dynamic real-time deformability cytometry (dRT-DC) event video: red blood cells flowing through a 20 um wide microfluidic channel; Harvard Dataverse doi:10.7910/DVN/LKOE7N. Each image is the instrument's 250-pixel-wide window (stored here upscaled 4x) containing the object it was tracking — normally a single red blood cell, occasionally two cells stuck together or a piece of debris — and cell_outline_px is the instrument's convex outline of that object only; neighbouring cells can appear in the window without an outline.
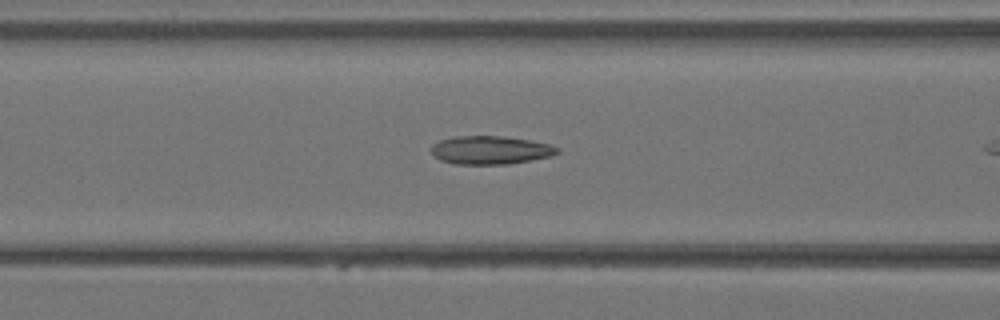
{"species": "Egyptian fruit bat (a non-hibernating species)", "species_latin": "Rousettus aegyptiacus", "temperature_condition": "warm", "stored_images_in_passage": 6, "camera_frame_rate_fps": 3000, "um_per_image_px": 0.085, "animal": {"sex": "female"}, "frame": {"image": 1, "passage_image": 5, "time_ms": 1.333, "image_size_px": [1000, 320], "cell_outline_px": [[560, 152], [552, 156], [508, 164], [452, 164], [440, 160], [432, 152], [432, 144], [440, 140], [456, 136], [504, 136], [528, 140], [548, 144], [560, 148]], "centroid_in_image_um": [41.69, 12.76], "position_along_channel_um": 124.9, "area_um2": 20.75}}